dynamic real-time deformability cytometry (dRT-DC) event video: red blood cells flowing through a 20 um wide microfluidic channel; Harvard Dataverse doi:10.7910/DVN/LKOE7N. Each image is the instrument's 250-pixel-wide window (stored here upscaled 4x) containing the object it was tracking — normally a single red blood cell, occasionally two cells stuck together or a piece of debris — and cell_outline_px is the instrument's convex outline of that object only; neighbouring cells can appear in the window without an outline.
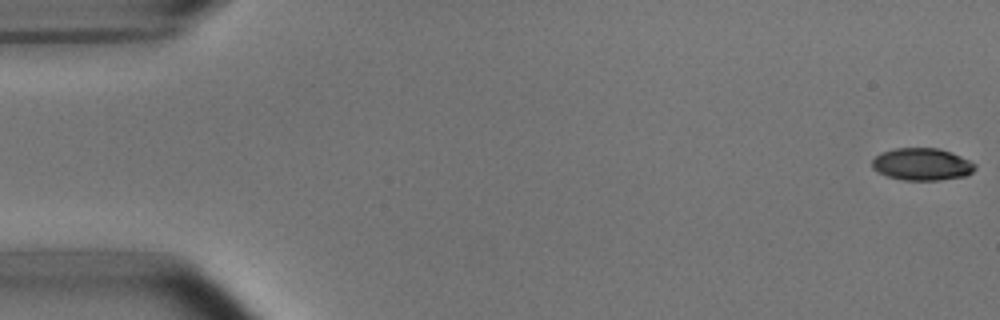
{"species": "common noctule bat (a hibernating species)", "species_latin": "Nyctalus noctula", "temperature_condition": "room temperature", "stored_images_in_passage": 52, "camera_frame_rate_fps": 3000, "um_per_image_px": 0.085, "animal": {"sex": "male", "body_mass_g": 15.6}, "frame": {"image": 1, "passage_image": 1, "time_ms": 0.0, "image_size_px": [1000, 320], "cell_outline_px": [[976, 168], [968, 176], [940, 180], [904, 180], [888, 176], [872, 168], [872, 160], [876, 156], [884, 152], [896, 148], [940, 148], [952, 152], [976, 164]], "centroid_in_image_um": [78.41, 13.96], "position_along_channel_um": 6.6, "area_um2": 19.31}}
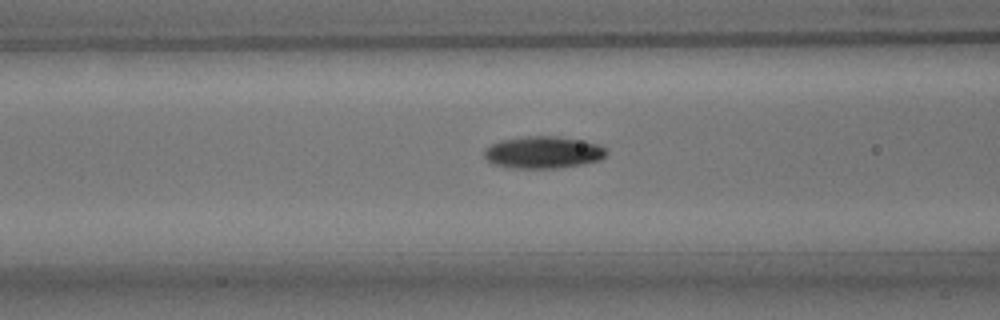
{"frame": {"image": 2, "passage_image": 21, "time_ms": 6.667, "image_size_px": [1000, 320], "cell_outline_px": [[608, 152], [600, 160], [580, 164], [556, 168], [504, 168], [492, 164], [484, 156], [484, 148], [500, 140], [524, 136], [556, 136], [600, 144]], "centroid_in_image_um": [46.12, 12.95], "position_along_channel_um": 120.5, "area_um2": 22.89}}
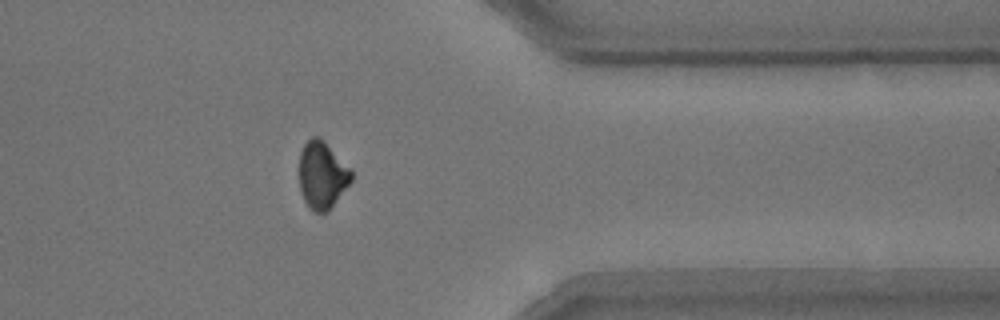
{"frame": {"image": 3, "passage_image": 43, "time_ms": 14.0, "image_size_px": [1000, 320], "cell_outline_px": [[352, 180], [328, 212], [316, 212], [308, 208], [304, 200], [300, 188], [300, 152], [304, 144], [312, 136], [316, 136], [324, 140], [352, 168]], "centroid_in_image_um": [27.4, 14.87], "position_along_channel_um": 384.0, "area_um2": 20.58}}